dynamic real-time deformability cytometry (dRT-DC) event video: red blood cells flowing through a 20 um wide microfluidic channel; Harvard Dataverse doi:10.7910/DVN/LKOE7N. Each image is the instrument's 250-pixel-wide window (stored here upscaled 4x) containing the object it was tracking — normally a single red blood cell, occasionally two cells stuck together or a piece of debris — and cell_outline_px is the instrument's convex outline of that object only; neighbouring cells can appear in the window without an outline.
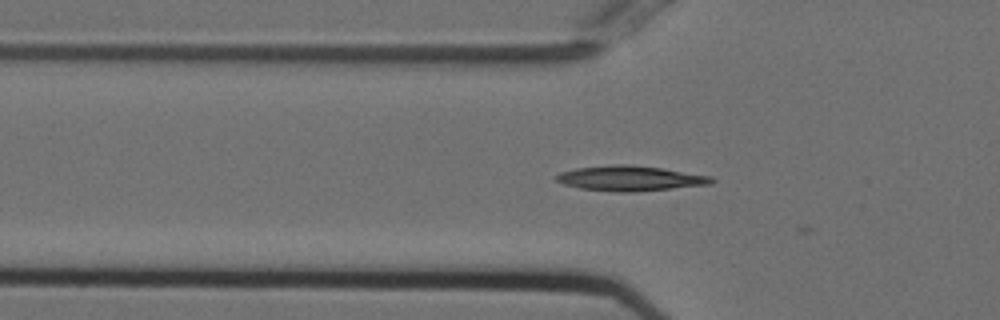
{"species": "Egyptian fruit bat (a non-hibernating species)", "species_latin": "Rousettus aegyptiacus", "temperature_condition": "cold", "stored_images_in_passage": 26, "camera_frame_rate_fps": 3000, "um_per_image_px": 0.085, "animal": {"sex": "female"}, "frame": {"image": 1, "passage_image": 4, "time_ms": 1.0, "image_size_px": [1000, 320], "cell_outline_px": [[716, 180], [712, 184], [636, 192], [616, 192], [580, 188], [564, 184], [556, 180], [556, 176], [560, 172], [576, 168], [616, 164], [628, 164], [660, 168], [712, 176]], "centroid_in_image_um": [53.59, 15.16], "position_along_channel_um": 72.2, "area_um2": 22.66}}
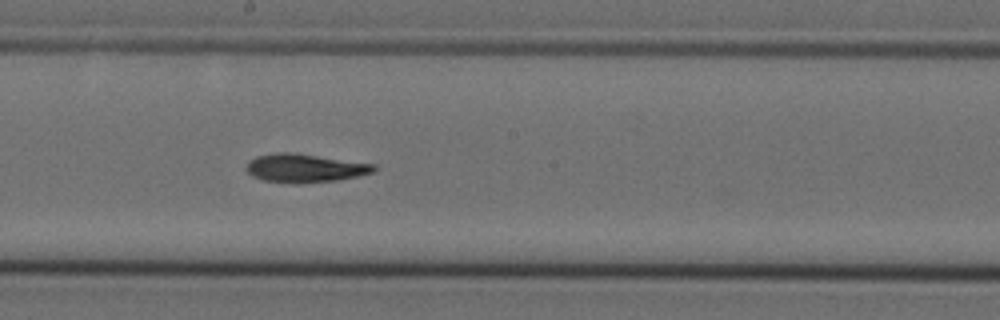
{"frame": {"image": 2, "passage_image": 16, "time_ms": 5.0, "image_size_px": [1000, 320], "cell_outline_px": [[376, 168], [372, 172], [356, 176], [336, 180], [300, 184], [296, 184], [264, 180], [252, 176], [244, 168], [248, 160], [256, 156], [276, 152], [292, 152], [376, 164]], "centroid_in_image_um": [25.86, 14.28], "position_along_channel_um": 222.3, "area_um2": 21.27}}
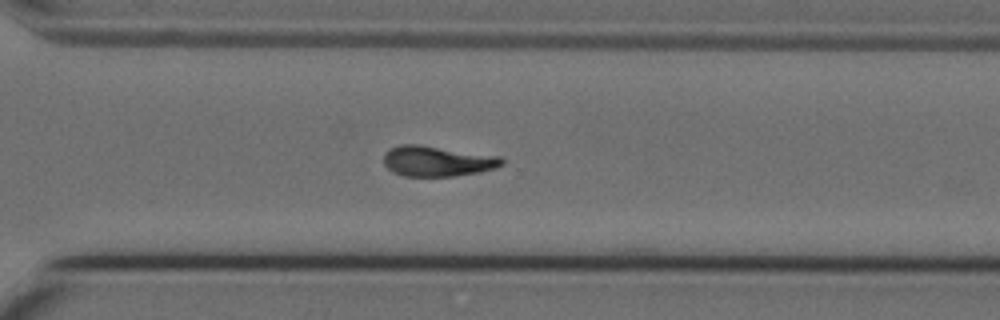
{"frame": {"image": 3, "passage_image": 25, "time_ms": 8.0, "image_size_px": [1000, 320], "cell_outline_px": [[504, 164], [496, 168], [480, 172], [452, 176], [404, 176], [392, 172], [384, 164], [384, 152], [388, 148], [400, 144], [416, 144], [500, 156], [504, 160]], "centroid_in_image_um": [37.15, 13.69], "position_along_channel_um": 333.5, "area_um2": 21.04}}